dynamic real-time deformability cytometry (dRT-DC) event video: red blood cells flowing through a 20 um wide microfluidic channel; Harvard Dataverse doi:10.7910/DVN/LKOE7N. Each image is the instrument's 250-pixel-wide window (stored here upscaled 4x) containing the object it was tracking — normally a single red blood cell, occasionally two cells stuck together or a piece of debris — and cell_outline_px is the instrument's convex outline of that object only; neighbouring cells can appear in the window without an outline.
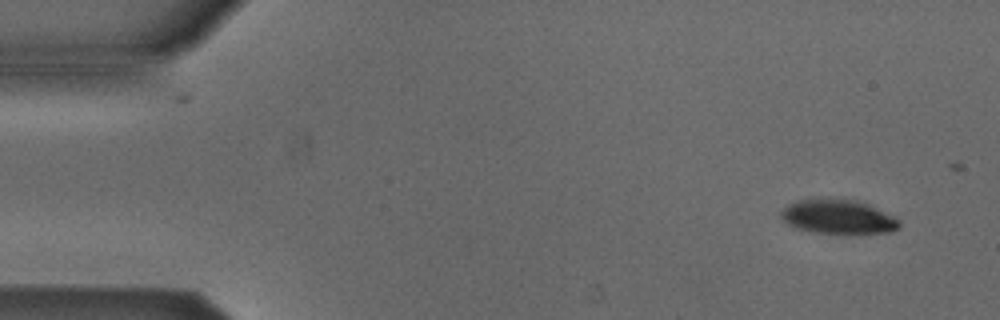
{"species": "Egyptian fruit bat (a non-hibernating species)", "species_latin": "Rousettus aegyptiacus", "temperature_condition": "cold", "stored_images_in_passage": 4, "camera_frame_rate_fps": 3000, "um_per_image_px": 0.085, "animal": {"sex": "male"}, "frame": {"image": 1, "passage_image": 1, "time_ms": 0.0, "image_size_px": [1000, 320], "cell_outline_px": [[900, 228], [888, 232], [812, 232], [796, 228], [788, 224], [784, 220], [780, 212], [788, 204], [800, 200], [856, 200], [868, 204], [900, 220]], "centroid_in_image_um": [71.24, 18.43], "position_along_channel_um": 13.8, "area_um2": 22.66}}